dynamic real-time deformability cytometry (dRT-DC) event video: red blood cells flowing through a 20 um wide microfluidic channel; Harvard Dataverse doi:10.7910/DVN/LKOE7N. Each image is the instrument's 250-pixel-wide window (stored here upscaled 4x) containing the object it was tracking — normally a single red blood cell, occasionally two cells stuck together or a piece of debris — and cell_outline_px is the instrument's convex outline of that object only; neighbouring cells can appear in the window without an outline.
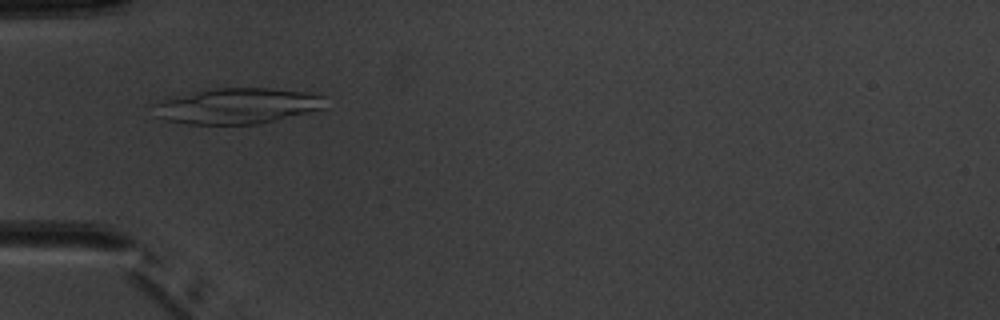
{"species": "common noctule bat (a hibernating species)", "species_latin": "Nyctalus noctula", "temperature_condition": "warm", "stored_images_in_passage": 5, "camera_frame_rate_fps": 3000, "um_per_image_px": 0.085, "animal": {"sex": "male", "body_mass_g": 20.1, "forearm_length_mm": 53.5}, "frame": {"image": 1, "passage_image": 2, "time_ms": 1.333, "image_size_px": [1000, 320], "cell_outline_px": [[324, 108], [260, 124], [188, 124], [164, 120], [156, 116], [148, 104], [160, 100], [208, 88], [268, 88], [304, 92], [324, 96]], "centroid_in_image_um": [20.05, 9.0], "position_along_channel_um": 64.9, "area_um2": 35.89}}
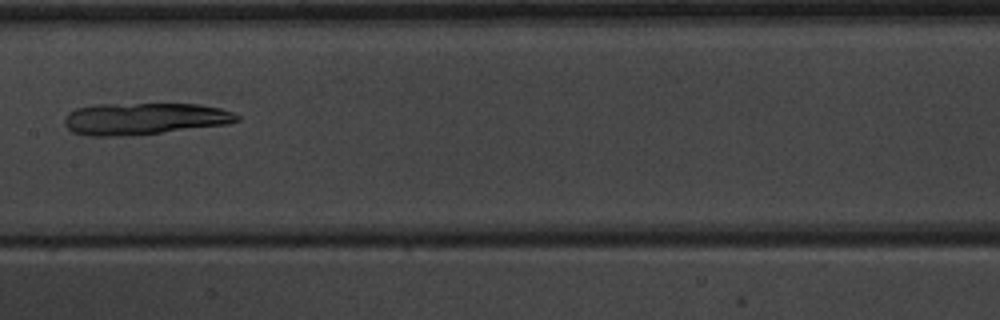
{"frame": {"image": 2, "passage_image": 5, "time_ms": 4.667, "image_size_px": [1000, 320], "cell_outline_px": [[240, 120], [228, 124], [160, 132], [112, 136], [88, 136], [72, 132], [64, 124], [64, 120], [68, 112], [76, 108], [92, 104], [196, 104], [220, 108], [232, 112], [240, 116]], "centroid_in_image_um": [12.23, 10.08], "position_along_channel_um": 195.2, "area_um2": 31.79}}